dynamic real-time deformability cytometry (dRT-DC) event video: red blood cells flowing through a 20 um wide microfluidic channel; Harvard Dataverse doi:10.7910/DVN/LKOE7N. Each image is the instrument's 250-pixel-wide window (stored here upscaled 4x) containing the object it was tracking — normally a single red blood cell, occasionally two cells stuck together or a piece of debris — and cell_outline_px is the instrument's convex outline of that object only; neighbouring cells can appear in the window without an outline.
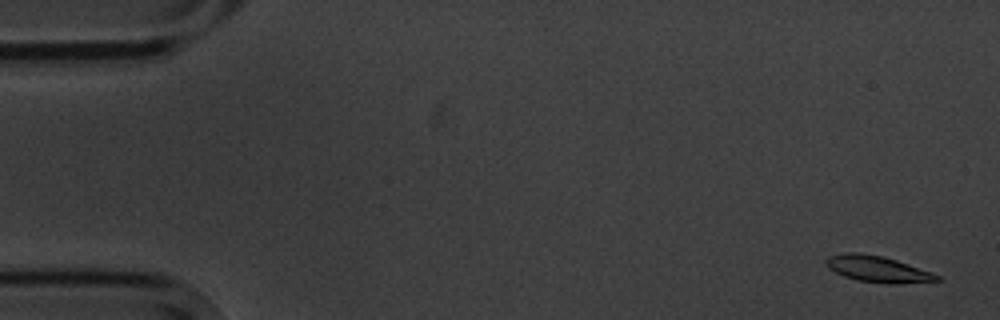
{"species": "common noctule bat (a hibernating species)", "species_latin": "Nyctalus noctula", "temperature_condition": "cold", "stored_images_in_passage": 5, "camera_frame_rate_fps": 3000, "um_per_image_px": 0.085, "animal": {"sex": "male", "body_mass_g": 20.1, "forearm_length_mm": 53.5}, "frame": {"image": 1, "passage_image": 1, "time_ms": 0.0, "image_size_px": [1000, 320], "cell_outline_px": [[940, 280], [900, 284], [888, 284], [856, 280], [844, 276], [828, 268], [824, 260], [828, 256], [844, 252], [860, 252], [884, 256], [932, 272], [940, 276]], "centroid_in_image_um": [74.57, 22.86], "position_along_channel_um": 10.4, "area_um2": 17.11}}
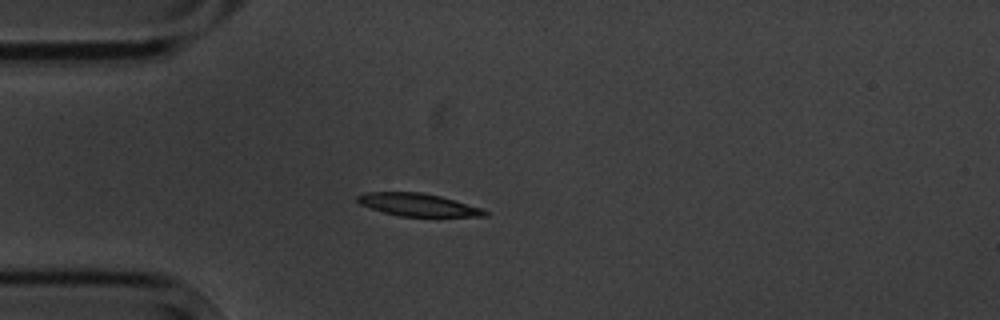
{"frame": {"image": 2, "passage_image": 4, "time_ms": 4.333, "image_size_px": [1000, 320], "cell_outline_px": [[488, 216], [400, 216], [384, 212], [360, 204], [356, 200], [356, 196], [364, 192], [420, 192], [440, 196], [480, 208], [488, 212]], "centroid_in_image_um": [35.48, 17.4], "position_along_channel_um": 49.5, "area_um2": 16.53}}